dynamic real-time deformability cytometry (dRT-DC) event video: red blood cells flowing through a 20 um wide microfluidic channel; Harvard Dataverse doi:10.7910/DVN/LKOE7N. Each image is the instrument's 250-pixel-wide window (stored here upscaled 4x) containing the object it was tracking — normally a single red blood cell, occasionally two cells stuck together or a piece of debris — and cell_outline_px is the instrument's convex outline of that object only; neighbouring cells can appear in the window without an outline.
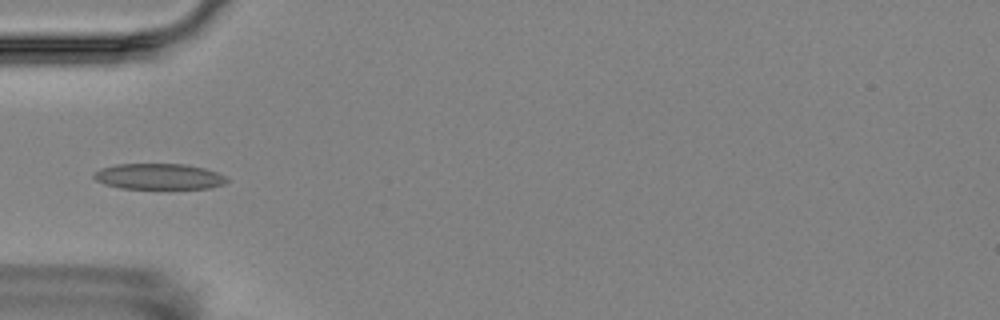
{"species": "Egyptian fruit bat (a non-hibernating species)", "species_latin": "Rousettus aegyptiacus", "temperature_condition": "room temperature", "stored_images_in_passage": 3, "camera_frame_rate_fps": 3000, "um_per_image_px": 0.085, "animal": {"sex": "female"}, "frame": {"image": 1, "passage_image": 3, "time_ms": 4.667, "image_size_px": [1000, 320], "cell_outline_px": [[228, 180], [224, 184], [208, 188], [120, 188], [104, 184], [96, 180], [92, 176], [100, 168], [116, 164], [184, 164], [204, 168], [216, 172], [224, 176]], "centroid_in_image_um": [13.47, 15.0], "position_along_channel_um": 71.5, "area_um2": 19.83}}